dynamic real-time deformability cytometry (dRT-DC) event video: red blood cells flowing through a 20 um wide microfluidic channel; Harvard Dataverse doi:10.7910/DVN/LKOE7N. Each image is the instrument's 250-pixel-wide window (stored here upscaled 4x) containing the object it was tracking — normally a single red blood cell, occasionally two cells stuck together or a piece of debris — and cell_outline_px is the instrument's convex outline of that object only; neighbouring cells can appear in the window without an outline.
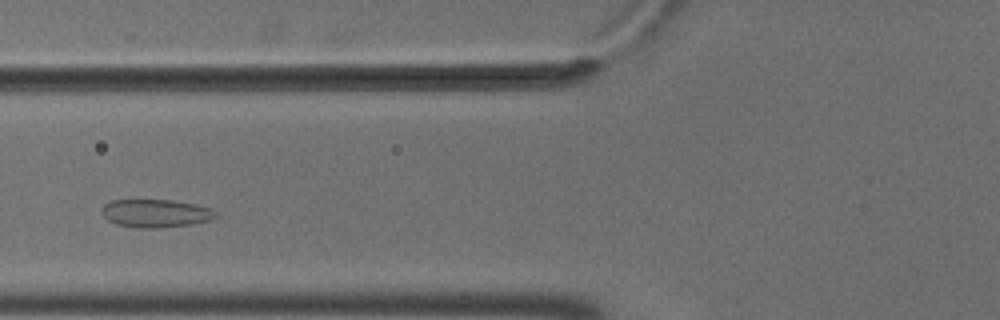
{"species": "common noctule bat (a hibernating species)", "species_latin": "Nyctalus noctula", "temperature_condition": "cold", "stored_images_in_passage": 4, "camera_frame_rate_fps": 3000, "um_per_image_px": 0.085, "animal": {"sex": "male", "body_mass_g": 18.8}, "frame": {"image": 1, "passage_image": 4, "time_ms": 1.0, "image_size_px": [1000, 320], "cell_outline_px": [[216, 216], [208, 220], [192, 224], [160, 228], [140, 228], [116, 224], [108, 220], [100, 212], [100, 208], [104, 204], [112, 200], [172, 200], [212, 208], [216, 212]], "centroid_in_image_um": [13.18, 18.13], "position_along_channel_um": 112.6, "area_um2": 18.61}}